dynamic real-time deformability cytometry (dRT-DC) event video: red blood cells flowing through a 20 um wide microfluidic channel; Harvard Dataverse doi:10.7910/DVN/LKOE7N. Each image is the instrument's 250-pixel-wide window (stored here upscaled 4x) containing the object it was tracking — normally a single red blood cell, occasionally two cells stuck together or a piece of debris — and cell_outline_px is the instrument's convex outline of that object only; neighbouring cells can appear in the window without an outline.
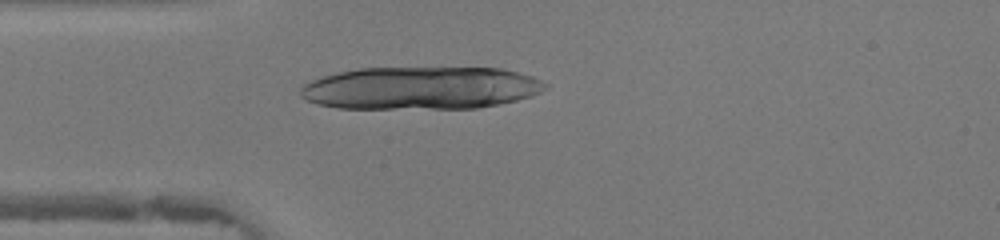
{"species": "human", "species_latin": "Homo sapiens", "temperature_condition": "warm", "stored_images_in_passage": 15, "camera_frame_rate_fps": 3000, "um_per_image_px": 0.085, "donor": {"sex": "female"}, "frame": {"image": 1, "passage_image": 11, "time_ms": 3.333, "image_size_px": [1000, 240], "cell_outline_px": [[548, 88], [532, 96], [500, 104], [476, 108], [336, 108], [316, 104], [300, 96], [300, 88], [304, 84], [320, 76], [336, 72], [360, 68], [500, 68], [532, 76], [548, 84]], "centroid_in_image_um": [35.74, 7.48], "position_along_channel_um": 49.3, "area_um2": 61.15}}